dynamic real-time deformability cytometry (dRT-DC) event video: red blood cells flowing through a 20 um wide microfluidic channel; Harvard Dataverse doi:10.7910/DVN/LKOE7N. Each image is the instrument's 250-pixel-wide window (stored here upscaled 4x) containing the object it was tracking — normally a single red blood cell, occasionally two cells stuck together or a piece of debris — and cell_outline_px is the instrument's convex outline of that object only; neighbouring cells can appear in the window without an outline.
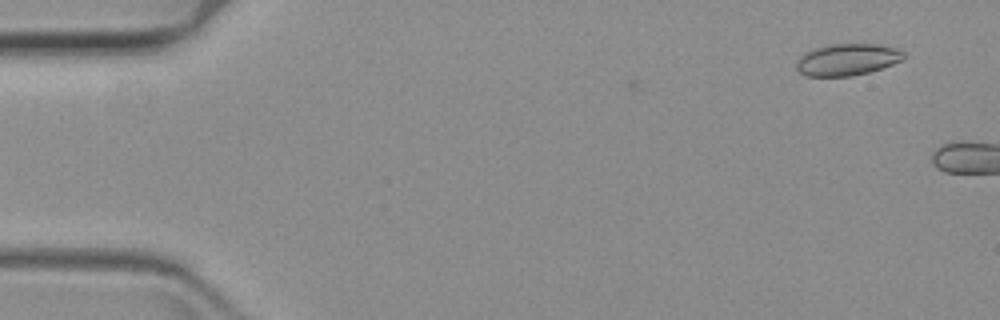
{"species": "common noctule bat (a hibernating species)", "species_latin": "Nyctalus noctula", "temperature_condition": "warm", "stored_images_in_passage": 4, "camera_frame_rate_fps": 3000, "um_per_image_px": 0.085, "animal": {"sex": "female", "body_mass_g": 19.3, "forearm_length_mm": 54.1}, "frame": {"image": 1, "passage_image": 4, "time_ms": 1.0, "image_size_px": [1000, 320], "cell_outline_px": [[904, 60], [868, 72], [852, 76], [804, 76], [796, 68], [796, 60], [804, 52], [812, 48], [828, 44], [880, 44], [896, 48], [904, 52]], "centroid_in_image_um": [71.98, 5.05], "position_along_channel_um": 13.0, "area_um2": 20.06}}